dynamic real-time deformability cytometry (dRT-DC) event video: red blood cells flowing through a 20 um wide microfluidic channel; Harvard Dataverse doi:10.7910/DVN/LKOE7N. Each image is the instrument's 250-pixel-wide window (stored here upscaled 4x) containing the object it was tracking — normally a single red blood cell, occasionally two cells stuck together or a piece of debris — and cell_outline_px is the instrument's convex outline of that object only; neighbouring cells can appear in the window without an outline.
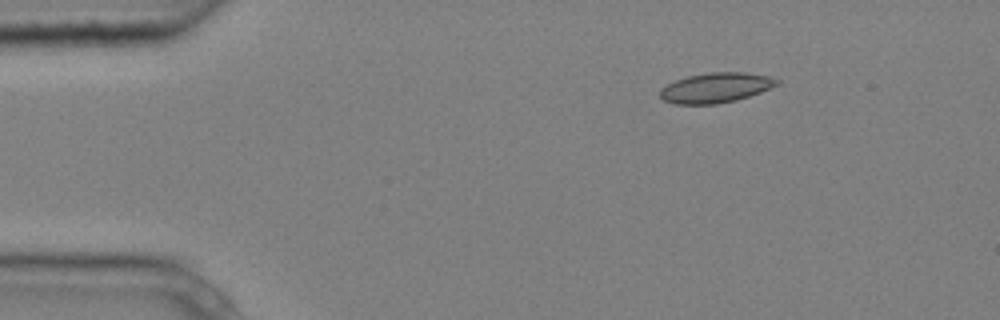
{"species": "common noctule bat (a hibernating species)", "species_latin": "Nyctalus noctula", "temperature_condition": "cold", "stored_images_in_passage": 2, "camera_frame_rate_fps": 3000, "um_per_image_px": 0.085, "animal": {"sex": "male", "body_mass_g": 20.4}, "frame": {"image": 1, "passage_image": 2, "time_ms": 0.333, "image_size_px": [1000, 320], "cell_outline_px": [[780, 84], [760, 92], [736, 100], [716, 104], [676, 104], [664, 100], [660, 96], [660, 88], [676, 80], [688, 76], [708, 72], [744, 72], [768, 76], [780, 80]], "centroid_in_image_um": [60.85, 7.45], "position_along_channel_um": 24.2, "area_um2": 20.35}}